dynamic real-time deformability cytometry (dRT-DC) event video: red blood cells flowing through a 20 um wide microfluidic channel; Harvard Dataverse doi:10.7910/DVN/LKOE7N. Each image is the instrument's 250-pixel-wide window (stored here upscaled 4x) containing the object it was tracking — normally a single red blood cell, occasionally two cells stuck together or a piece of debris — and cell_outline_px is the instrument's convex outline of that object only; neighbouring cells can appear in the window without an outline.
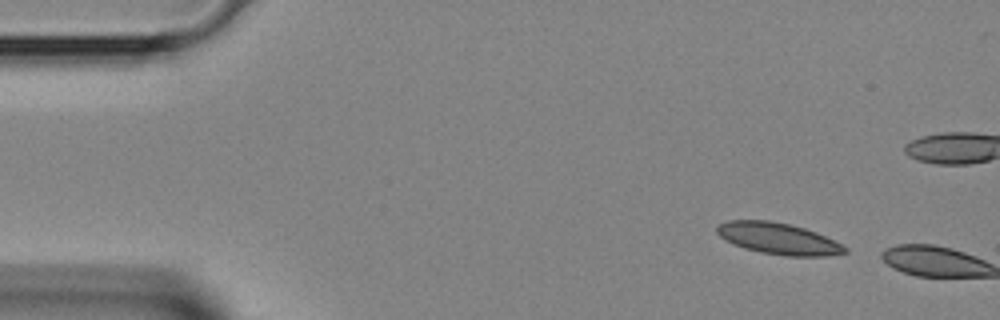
{"species": "Egyptian fruit bat (a non-hibernating species)", "species_latin": "Rousettus aegyptiacus", "temperature_condition": "room temperature", "stored_images_in_passage": 3, "camera_frame_rate_fps": 3000, "um_per_image_px": 0.085, "animal": {"sex": "female"}, "frame": {"image": 1, "passage_image": 1, "time_ms": 0.0, "image_size_px": [1000, 320], "cell_outline_px": [[848, 252], [828, 256], [784, 256], [760, 252], [744, 248], [724, 240], [716, 232], [716, 228], [720, 224], [728, 220], [768, 220], [788, 224], [804, 228], [816, 232], [848, 248]], "centroid_in_image_um": [66.14, 20.28], "position_along_channel_um": 18.9, "area_um2": 23.35}}